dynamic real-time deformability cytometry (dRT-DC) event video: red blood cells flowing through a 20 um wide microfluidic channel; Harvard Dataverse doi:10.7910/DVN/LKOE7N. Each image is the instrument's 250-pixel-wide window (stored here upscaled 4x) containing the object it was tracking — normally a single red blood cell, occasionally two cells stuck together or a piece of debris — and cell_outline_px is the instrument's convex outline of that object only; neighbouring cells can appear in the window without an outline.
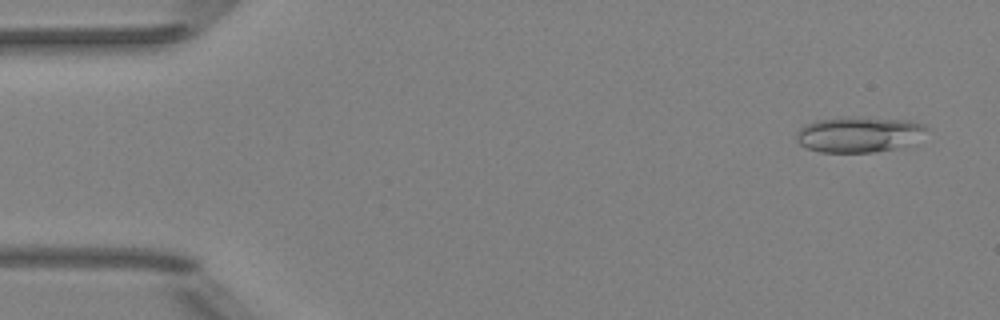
{"species": "Egyptian fruit bat (a non-hibernating species)", "species_latin": "Rousettus aegyptiacus", "temperature_condition": "room temperature", "stored_images_in_passage": 7, "camera_frame_rate_fps": 3000, "um_per_image_px": 0.085, "animal": {"sex": "female"}, "frame": {"image": 1, "passage_image": 1, "time_ms": 0.0, "image_size_px": [1000, 320], "cell_outline_px": [[928, 128], [896, 148], [872, 152], [820, 152], [808, 148], [800, 144], [796, 140], [796, 132], [804, 124], [816, 120], [844, 116], [848, 116], [908, 120], [924, 124]], "centroid_in_image_um": [72.85, 11.4], "position_along_channel_um": 12.1, "area_um2": 26.47}}
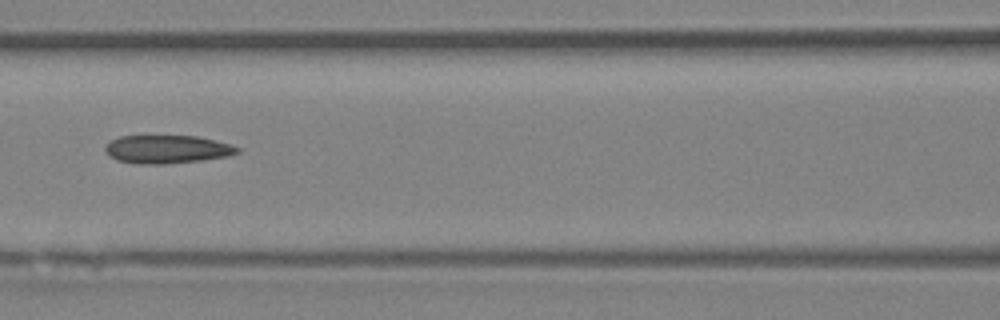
{"frame": {"image": 2, "passage_image": 6, "time_ms": 6.667, "image_size_px": [1000, 320], "cell_outline_px": [[240, 152], [228, 156], [204, 160], [164, 164], [136, 164], [116, 160], [108, 156], [104, 148], [112, 140], [120, 136], [196, 136], [216, 140], [240, 148]], "centroid_in_image_um": [14.2, 12.7], "position_along_channel_um": 152.4, "area_um2": 21.79}}
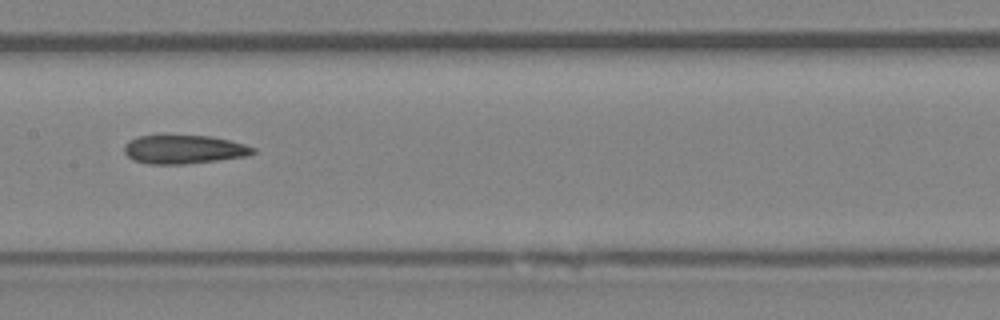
{"frame": {"image": 3, "passage_image": 7, "time_ms": 7.667, "image_size_px": [1000, 320], "cell_outline_px": [[256, 152], [248, 156], [184, 164], [152, 164], [136, 160], [128, 156], [124, 152], [124, 144], [128, 140], [140, 136], [212, 136], [244, 144], [256, 148]], "centroid_in_image_um": [15.65, 12.7], "position_along_channel_um": 191.7, "area_um2": 21.27}}